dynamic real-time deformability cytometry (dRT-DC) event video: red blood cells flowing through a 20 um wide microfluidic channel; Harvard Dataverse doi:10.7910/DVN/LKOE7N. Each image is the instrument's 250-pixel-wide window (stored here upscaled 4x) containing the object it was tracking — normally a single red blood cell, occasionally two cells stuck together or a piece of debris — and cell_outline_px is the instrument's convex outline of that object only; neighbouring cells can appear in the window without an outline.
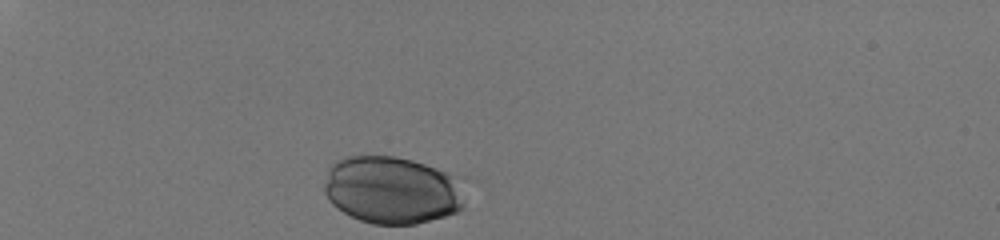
{"species": "human", "species_latin": "Homo sapiens", "temperature_condition": "room temperature", "stored_images_in_passage": 30, "camera_frame_rate_fps": 3000, "um_per_image_px": 0.085, "donor": {"sex": "male"}, "frame": {"image": 1, "passage_image": 1, "time_ms": 0.0, "image_size_px": [1000, 240], "cell_outline_px": [[464, 208], [456, 212], [444, 216], [416, 224], [372, 224], [360, 220], [344, 212], [332, 204], [328, 200], [324, 192], [324, 184], [328, 168], [336, 160], [344, 156], [396, 156], [412, 160], [436, 168], [452, 176]], "centroid_in_image_um": [33.2, 16.15], "position_along_channel_um": 51.8, "area_um2": 54.62}}